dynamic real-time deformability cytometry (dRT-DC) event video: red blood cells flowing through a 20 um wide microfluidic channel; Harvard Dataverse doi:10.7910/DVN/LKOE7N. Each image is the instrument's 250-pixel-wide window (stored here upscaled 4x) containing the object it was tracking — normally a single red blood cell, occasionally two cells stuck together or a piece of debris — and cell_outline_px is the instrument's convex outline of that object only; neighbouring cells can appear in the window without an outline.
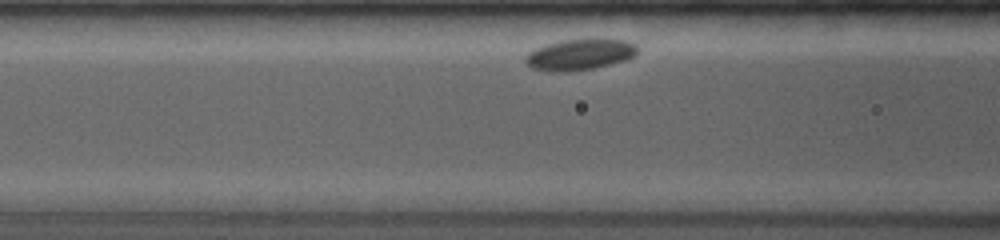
{"species": "common noctule bat (a hibernating species)", "species_latin": "Nyctalus noctula", "temperature_condition": "room temperature", "stored_images_in_passage": 18, "camera_frame_rate_fps": 4000, "um_per_image_px": 0.085, "animal": {"sex": "female", "body_mass_g": 19.0, "forearm_length_mm": 53.3}, "frame": {"image": 1, "passage_image": 8, "time_ms": 1.5, "image_size_px": [1000, 240], "cell_outline_px": [[636, 56], [612, 64], [596, 68], [568, 72], [548, 72], [532, 68], [524, 60], [524, 56], [528, 52], [544, 44], [560, 40], [596, 36], [624, 40], [636, 44]], "centroid_in_image_um": [49.28, 4.6], "position_along_channel_um": 117.3, "area_um2": 21.21}}
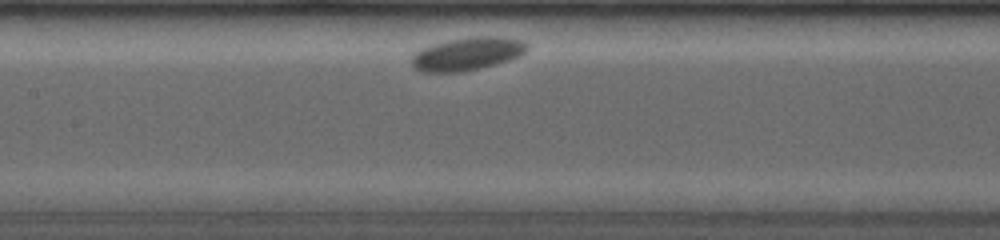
{"frame": {"image": 2, "passage_image": 15, "time_ms": 3.0, "image_size_px": [1000, 240], "cell_outline_px": [[528, 48], [520, 56], [496, 64], [464, 72], [420, 72], [412, 68], [412, 56], [420, 48], [432, 44], [448, 40], [472, 36], [496, 36], [520, 40], [528, 44]], "centroid_in_image_um": [39.68, 4.58], "position_along_channel_um": 167.7, "area_um2": 22.37}}